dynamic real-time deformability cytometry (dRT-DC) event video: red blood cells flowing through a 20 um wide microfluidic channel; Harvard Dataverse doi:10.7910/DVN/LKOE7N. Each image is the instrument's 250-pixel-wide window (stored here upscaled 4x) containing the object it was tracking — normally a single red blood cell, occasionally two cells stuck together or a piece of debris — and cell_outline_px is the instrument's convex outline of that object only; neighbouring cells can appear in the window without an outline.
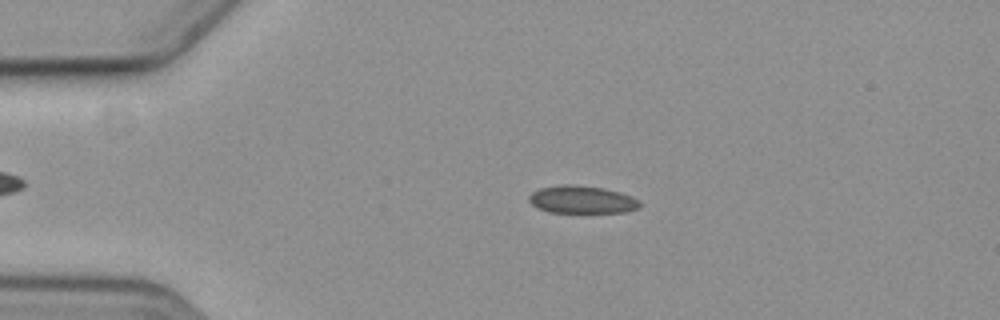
{"species": "common noctule bat (a hibernating species)", "species_latin": "Nyctalus noctula", "temperature_condition": "cold", "stored_images_in_passage": 5, "camera_frame_rate_fps": 3000, "um_per_image_px": 0.085, "animal": {"sex": "female", "body_mass_g": 19.3, "forearm_length_mm": 54.1}, "frame": {"image": 1, "passage_image": 2, "time_ms": 1.333, "image_size_px": [1000, 320], "cell_outline_px": [[640, 208], [628, 212], [548, 212], [532, 204], [528, 200], [528, 196], [532, 192], [540, 188], [560, 184], [572, 184], [604, 188], [620, 192], [632, 196], [640, 200]], "centroid_in_image_um": [49.49, 16.96], "position_along_channel_um": 35.5, "area_um2": 17.98}}
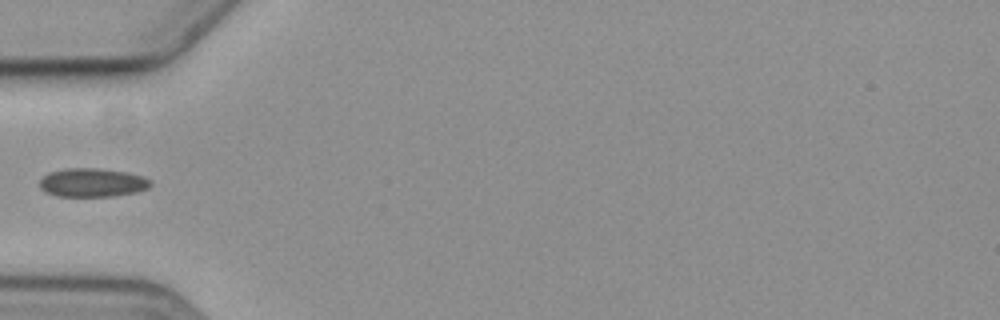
{"frame": {"image": 2, "passage_image": 4, "time_ms": 3.667, "image_size_px": [1000, 320], "cell_outline_px": [[152, 184], [148, 188], [136, 192], [116, 196], [56, 196], [44, 192], [40, 188], [40, 180], [48, 172], [64, 168], [100, 168], [128, 172], [144, 176], [152, 180]], "centroid_in_image_um": [7.87, 15.51], "position_along_channel_um": 77.1, "area_um2": 18.84}}
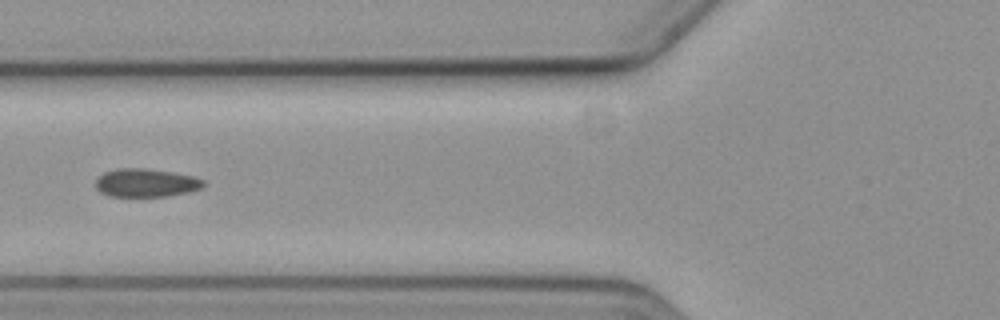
{"frame": {"image": 3, "passage_image": 5, "time_ms": 4.667, "image_size_px": [1000, 320], "cell_outline_px": [[204, 184], [200, 188], [188, 192], [168, 196], [108, 196], [100, 192], [96, 188], [96, 176], [104, 172], [116, 168], [144, 168], [172, 172], [192, 176], [204, 180]], "centroid_in_image_um": [12.35, 15.53], "position_along_channel_um": 113.5, "area_um2": 17.8}}